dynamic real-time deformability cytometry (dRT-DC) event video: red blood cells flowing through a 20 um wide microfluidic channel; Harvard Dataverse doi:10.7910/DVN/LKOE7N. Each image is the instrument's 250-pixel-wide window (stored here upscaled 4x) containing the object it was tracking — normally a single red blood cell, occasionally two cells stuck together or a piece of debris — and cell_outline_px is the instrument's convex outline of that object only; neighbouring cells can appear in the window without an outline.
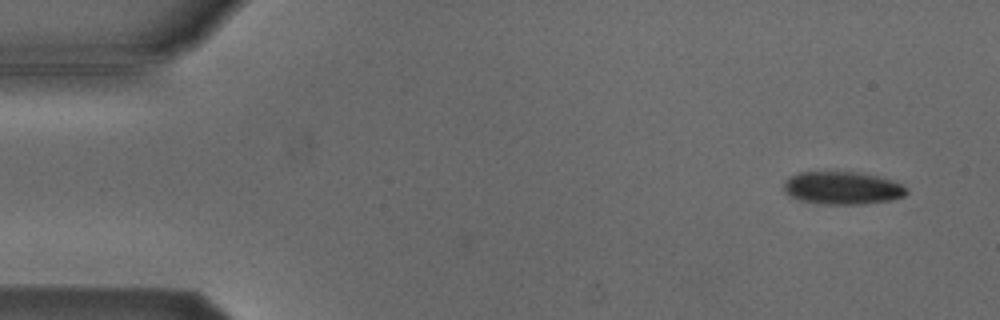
{"species": "Egyptian fruit bat (a non-hibernating species)", "species_latin": "Rousettus aegyptiacus", "temperature_condition": "cold", "stored_images_in_passage": 14, "camera_frame_rate_fps": 3000, "um_per_image_px": 0.085, "animal": {"sex": "male"}, "frame": {"image": 1, "passage_image": 1, "time_ms": 0.0, "image_size_px": [1000, 320], "cell_outline_px": [[908, 192], [904, 196], [888, 200], [864, 204], [820, 204], [800, 200], [788, 196], [784, 192], [784, 180], [788, 176], [800, 172], [856, 172], [876, 176], [900, 184]], "centroid_in_image_um": [71.51, 15.98], "position_along_channel_um": 13.5, "area_um2": 23.29}}
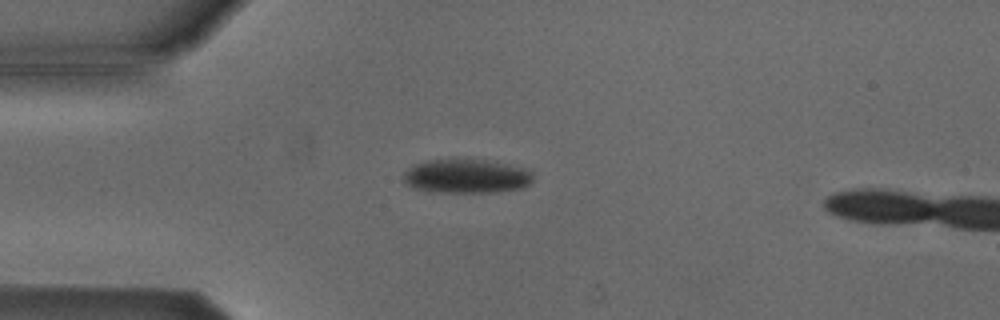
{"frame": {"image": 2, "passage_image": 11, "time_ms": 3.333, "image_size_px": [1000, 320], "cell_outline_px": [[532, 184], [524, 188], [496, 192], [440, 192], [416, 188], [408, 184], [404, 180], [404, 172], [408, 168], [416, 164], [428, 160], [484, 160], [524, 168], [532, 172]], "centroid_in_image_um": [39.69, 14.99], "position_along_channel_um": 45.3, "area_um2": 25.32}}